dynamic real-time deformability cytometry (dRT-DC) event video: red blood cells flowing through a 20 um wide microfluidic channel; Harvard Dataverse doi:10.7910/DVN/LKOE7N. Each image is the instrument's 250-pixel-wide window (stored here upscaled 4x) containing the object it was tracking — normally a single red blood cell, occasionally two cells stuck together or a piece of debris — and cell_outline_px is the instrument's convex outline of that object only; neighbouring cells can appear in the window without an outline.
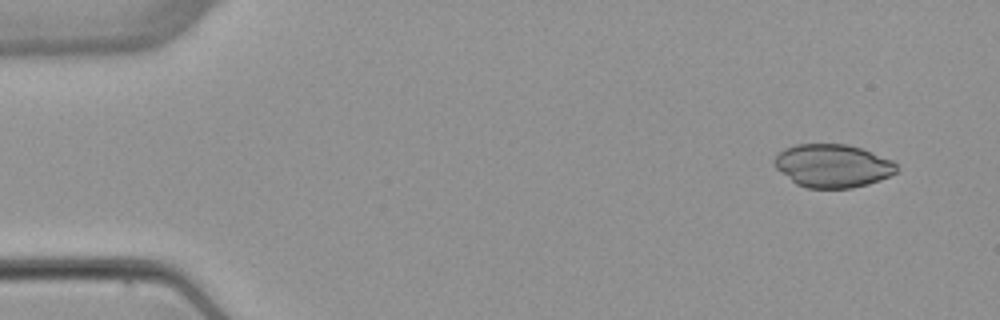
{"species": "common noctule bat (a hibernating species)", "species_latin": "Nyctalus noctula", "temperature_condition": "warm", "stored_images_in_passage": 4, "camera_frame_rate_fps": 3000, "um_per_image_px": 0.085, "animal": {"sex": "female", "body_mass_g": 22.7, "forearm_length_mm": 54.2}, "frame": {"image": 1, "passage_image": 1, "time_ms": 0.0, "image_size_px": [1000, 320], "cell_outline_px": [[896, 172], [880, 180], [868, 184], [852, 188], [808, 188], [796, 184], [776, 168], [772, 160], [776, 152], [784, 148], [796, 144], [848, 144], [872, 152], [892, 160], [896, 164]], "centroid_in_image_um": [70.73, 14.08], "position_along_channel_um": 14.3, "area_um2": 30.87}}